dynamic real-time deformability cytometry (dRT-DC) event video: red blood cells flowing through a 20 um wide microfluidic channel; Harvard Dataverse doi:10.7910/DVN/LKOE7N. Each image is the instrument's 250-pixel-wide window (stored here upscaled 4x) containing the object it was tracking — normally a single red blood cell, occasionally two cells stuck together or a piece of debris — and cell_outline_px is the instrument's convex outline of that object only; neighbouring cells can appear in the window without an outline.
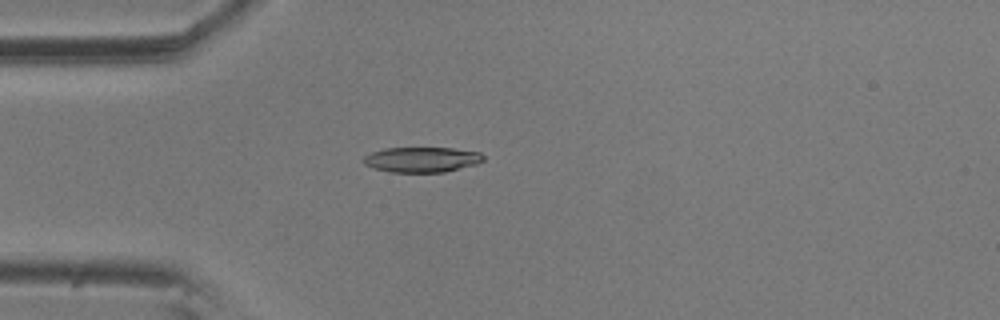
{"species": "common noctule bat (a hibernating species)", "species_latin": "Nyctalus noctula", "temperature_condition": "room temperature", "stored_images_in_passage": 3, "camera_frame_rate_fps": 3000, "um_per_image_px": 0.085, "animal": {"sex": "male", "body_mass_g": 20.5, "forearm_length_mm": 52.5}, "frame": {"image": 1, "passage_image": 3, "time_ms": 0.667, "image_size_px": [1000, 320], "cell_outline_px": [[484, 160], [476, 164], [444, 172], [388, 172], [364, 164], [360, 160], [364, 156], [372, 152], [384, 148], [452, 148], [480, 152], [484, 156]], "centroid_in_image_um": [35.83, 13.56], "position_along_channel_um": 49.2, "area_um2": 17.63}}